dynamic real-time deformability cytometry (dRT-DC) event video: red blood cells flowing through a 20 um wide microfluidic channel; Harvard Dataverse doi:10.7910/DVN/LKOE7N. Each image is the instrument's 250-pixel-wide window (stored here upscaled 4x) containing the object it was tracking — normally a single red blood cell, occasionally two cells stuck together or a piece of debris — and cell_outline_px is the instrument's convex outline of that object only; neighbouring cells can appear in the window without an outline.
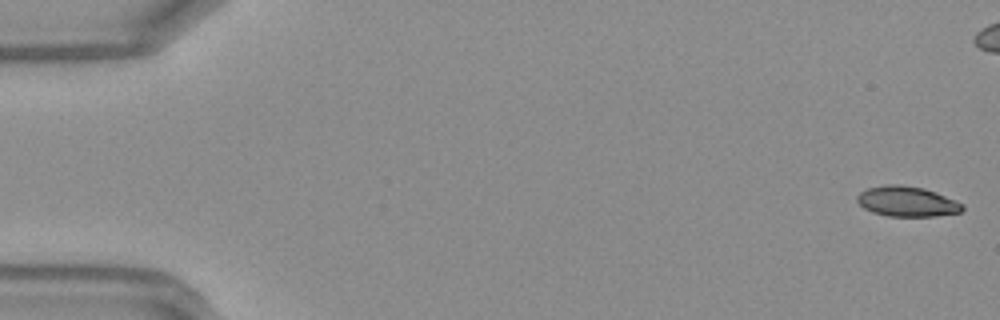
{"species": "Egyptian fruit bat (a non-hibernating species)", "species_latin": "Rousettus aegyptiacus", "temperature_condition": "warm", "stored_images_in_passage": 24, "camera_frame_rate_fps": 3000, "um_per_image_px": 0.085, "frame": {"image": 1, "passage_image": 1, "time_ms": 0.0, "image_size_px": [1000, 320], "cell_outline_px": [[964, 208], [960, 212], [936, 216], [888, 216], [872, 212], [864, 208], [856, 200], [856, 196], [860, 192], [868, 188], [884, 184], [900, 184], [924, 188], [936, 192], [964, 204]], "centroid_in_image_um": [77.08, 17.11], "position_along_channel_um": 7.9, "area_um2": 18.61}}
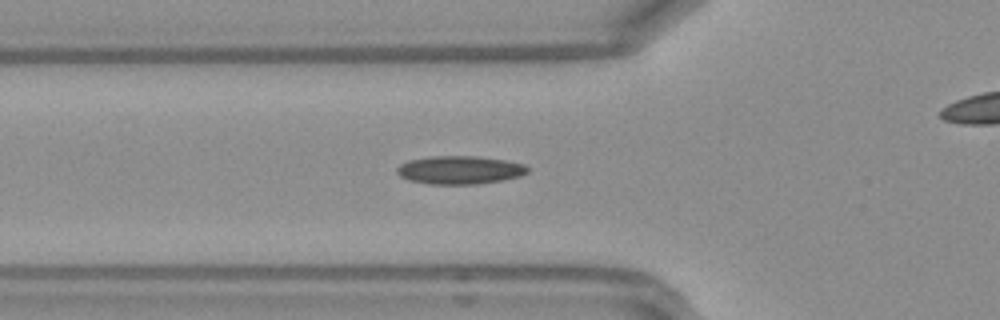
{"frame": {"image": 2, "passage_image": 17, "time_ms": 5.333, "image_size_px": [1000, 320], "cell_outline_px": [[528, 172], [520, 176], [504, 180], [476, 184], [428, 184], [408, 180], [400, 176], [396, 172], [396, 168], [400, 164], [408, 160], [432, 156], [476, 156], [504, 160], [524, 164], [528, 168]], "centroid_in_image_um": [39.05, 14.45], "position_along_channel_um": 86.7, "area_um2": 21.56}}
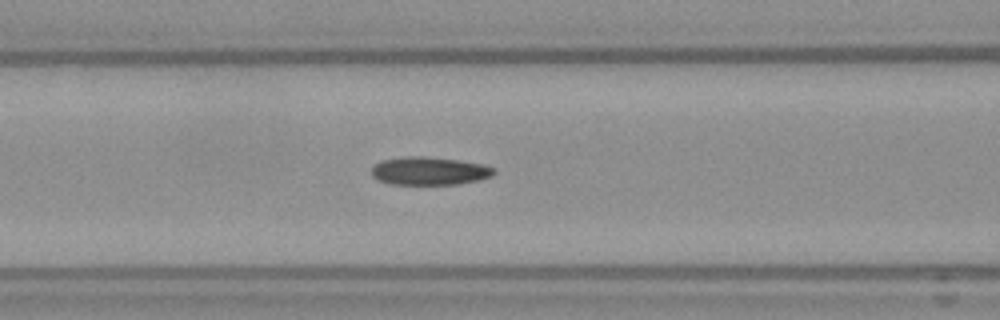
{"frame": {"image": 3, "passage_image": 20, "time_ms": 6.333, "image_size_px": [1000, 320], "cell_outline_px": [[496, 172], [492, 176], [480, 180], [456, 184], [392, 184], [380, 180], [372, 176], [372, 168], [380, 160], [404, 156], [420, 156], [456, 160], [484, 164], [496, 168]], "centroid_in_image_um": [36.53, 14.53], "position_along_channel_um": 130.1, "area_um2": 20.0}}